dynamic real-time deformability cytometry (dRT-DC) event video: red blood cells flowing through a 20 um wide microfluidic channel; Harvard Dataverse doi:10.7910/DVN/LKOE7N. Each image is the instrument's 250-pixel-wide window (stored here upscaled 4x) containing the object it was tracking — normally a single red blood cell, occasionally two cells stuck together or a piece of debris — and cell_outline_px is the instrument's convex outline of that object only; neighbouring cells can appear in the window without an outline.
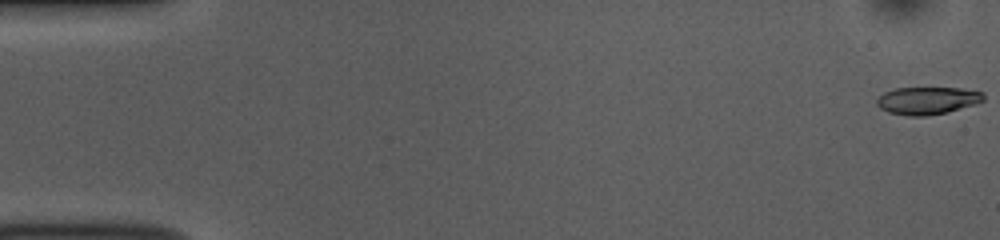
{"species": "common noctule bat (a hibernating species)", "species_latin": "Nyctalus noctula", "temperature_condition": "room temperature", "stored_images_in_passage": 53, "camera_frame_rate_fps": 3000, "um_per_image_px": 0.085, "animal": {"sex": "female", "body_mass_g": 10.0, "forearm_length_mm": 53.1}, "frame": {"image": 1, "passage_image": 1, "time_ms": 0.0, "image_size_px": [1000, 240], "cell_outline_px": [[984, 100], [976, 104], [948, 112], [928, 116], [908, 116], [888, 112], [880, 108], [876, 104], [876, 100], [884, 92], [896, 88], [960, 88], [984, 92]], "centroid_in_image_um": [78.84, 8.55], "position_along_channel_um": 6.2, "area_um2": 17.22}}
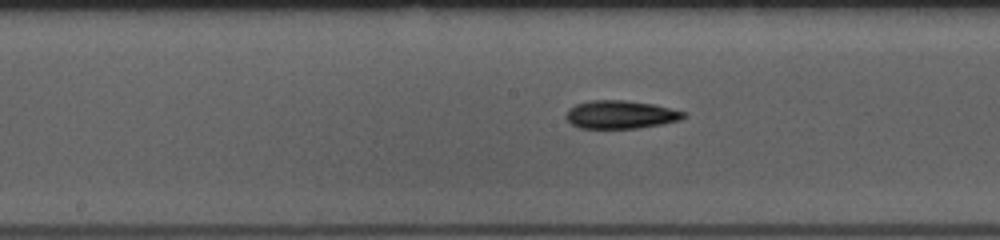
{"frame": {"image": 2, "passage_image": 27, "time_ms": 8.667, "image_size_px": [1000, 240], "cell_outline_px": [[688, 116], [680, 120], [660, 124], [636, 128], [580, 128], [572, 124], [564, 116], [568, 108], [576, 104], [592, 100], [624, 100], [652, 104], [684, 112]], "centroid_in_image_um": [52.71, 9.74], "position_along_channel_um": 195.5, "area_um2": 19.13}}
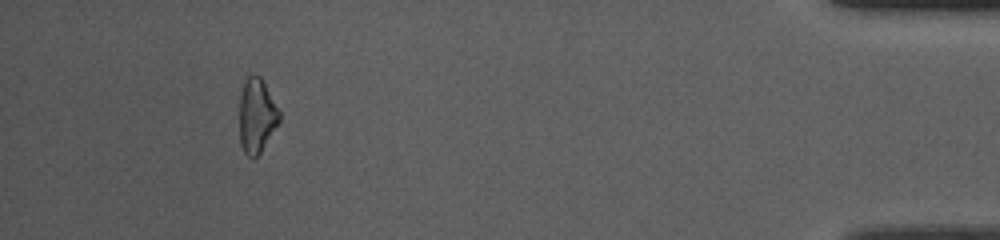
{"frame": {"image": 3, "passage_image": 49, "time_ms": 16.0, "image_size_px": [1000, 240], "cell_outline_px": [[280, 120], [260, 152], [252, 160], [244, 152], [240, 144], [240, 96], [244, 80], [252, 72], [260, 76], [280, 112]], "centroid_in_image_um": [21.8, 9.81], "position_along_channel_um": 413.4, "area_um2": 17.17}, "authors_computed_cell_mechanics": {"area_um2": 18.3804, "velocity_mm_per_s": 3.8244, "shape_relaxation_time_tau1_ms": 2.7966, "shape_relaxation_time_tau2_ms": 5.6121, "deformation_change_tau1": 0.1262, "deformation_change_tau2": 0.163}}